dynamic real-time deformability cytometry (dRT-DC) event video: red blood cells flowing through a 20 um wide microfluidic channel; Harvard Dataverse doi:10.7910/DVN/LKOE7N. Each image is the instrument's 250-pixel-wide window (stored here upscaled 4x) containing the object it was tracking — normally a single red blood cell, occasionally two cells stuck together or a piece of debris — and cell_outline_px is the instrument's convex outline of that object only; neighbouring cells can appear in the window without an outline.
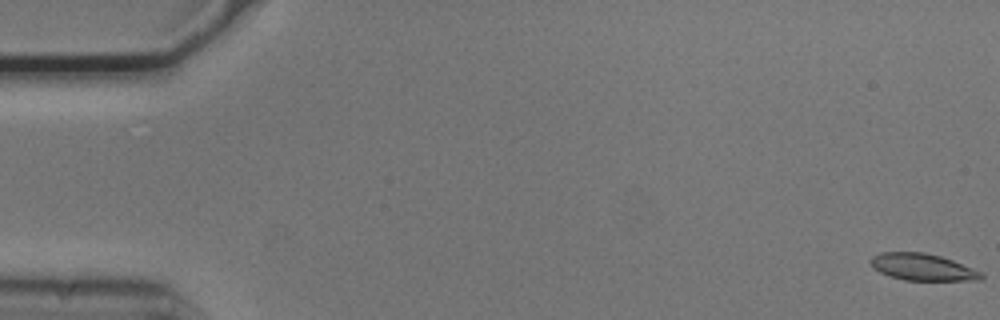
{"species": "common noctule bat (a hibernating species)", "species_latin": "Nyctalus noctula", "temperature_condition": "cold", "stored_images_in_passage": 39, "camera_frame_rate_fps": 3000, "um_per_image_px": 0.085, "animal": {"sex": "male", "body_mass_g": 20.5, "forearm_length_mm": 52.5}, "frame": {"image": 1, "passage_image": 1, "time_ms": 0.0, "image_size_px": [1000, 320], "cell_outline_px": [[984, 276], [980, 280], [904, 280], [880, 272], [868, 260], [872, 256], [880, 252], [924, 252], [940, 256], [952, 260], [984, 272]], "centroid_in_image_um": [78.45, 22.69], "position_along_channel_um": 6.6, "area_um2": 17.22}}
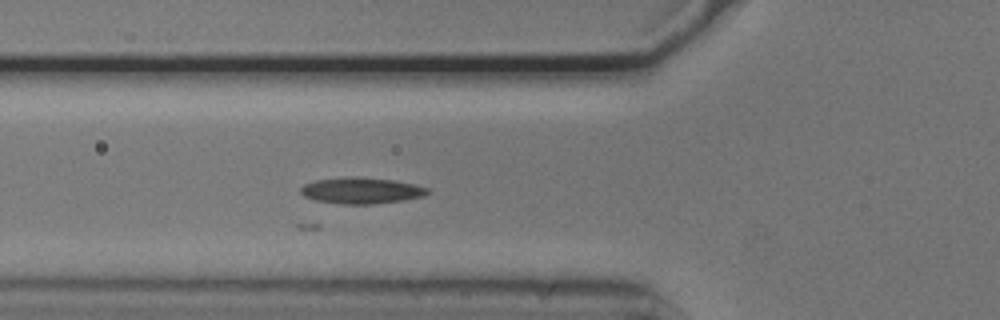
{"frame": {"image": 2, "passage_image": 20, "time_ms": 6.333, "image_size_px": [1000, 320], "cell_outline_px": [[432, 192], [424, 196], [404, 200], [376, 204], [340, 204], [316, 200], [304, 196], [300, 192], [300, 188], [304, 184], [316, 180], [348, 176], [356, 176], [392, 180], [416, 184], [428, 188]], "centroid_in_image_um": [30.74, 16.19], "position_along_channel_um": 95.1, "area_um2": 19.59}}
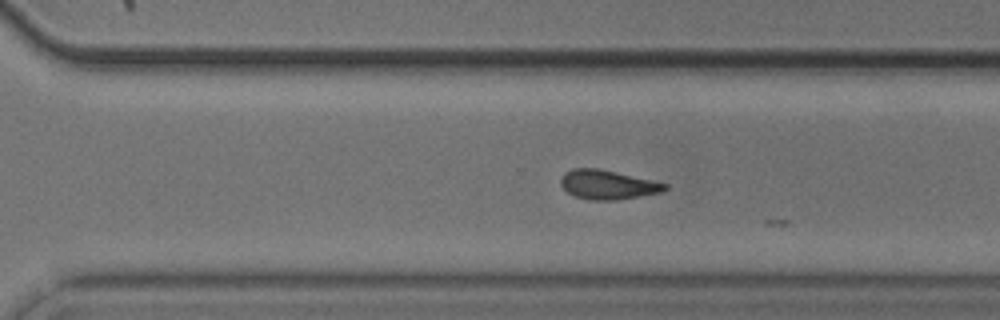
{"frame": {"image": 3, "passage_image": 38, "time_ms": 12.333, "image_size_px": [1000, 320], "cell_outline_px": [[668, 188], [660, 192], [640, 196], [612, 200], [592, 200], [576, 196], [568, 192], [560, 184], [560, 180], [564, 172], [572, 168], [596, 168], [616, 172], [652, 180], [668, 184]], "centroid_in_image_um": [51.63, 15.69], "position_along_channel_um": 319.0, "area_um2": 17.51}}